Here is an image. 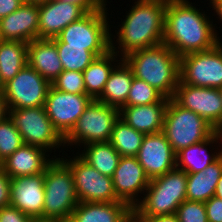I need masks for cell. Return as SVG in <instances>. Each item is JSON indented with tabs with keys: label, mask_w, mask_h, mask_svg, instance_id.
Masks as SVG:
<instances>
[{
	"label": "cell",
	"mask_w": 222,
	"mask_h": 222,
	"mask_svg": "<svg viewBox=\"0 0 222 222\" xmlns=\"http://www.w3.org/2000/svg\"><path fill=\"white\" fill-rule=\"evenodd\" d=\"M190 3L167 0L163 43L179 58L210 50L221 42L210 18Z\"/></svg>",
	"instance_id": "cell-1"
},
{
	"label": "cell",
	"mask_w": 222,
	"mask_h": 222,
	"mask_svg": "<svg viewBox=\"0 0 222 222\" xmlns=\"http://www.w3.org/2000/svg\"><path fill=\"white\" fill-rule=\"evenodd\" d=\"M134 3L117 31L121 58L163 43L167 0H137Z\"/></svg>",
	"instance_id": "cell-2"
},
{
	"label": "cell",
	"mask_w": 222,
	"mask_h": 222,
	"mask_svg": "<svg viewBox=\"0 0 222 222\" xmlns=\"http://www.w3.org/2000/svg\"><path fill=\"white\" fill-rule=\"evenodd\" d=\"M122 59L134 77L147 82L165 98L173 97L180 80V58L165 43L133 51Z\"/></svg>",
	"instance_id": "cell-3"
},
{
	"label": "cell",
	"mask_w": 222,
	"mask_h": 222,
	"mask_svg": "<svg viewBox=\"0 0 222 222\" xmlns=\"http://www.w3.org/2000/svg\"><path fill=\"white\" fill-rule=\"evenodd\" d=\"M78 203L72 171L55 156L44 172L43 220L68 222Z\"/></svg>",
	"instance_id": "cell-4"
},
{
	"label": "cell",
	"mask_w": 222,
	"mask_h": 222,
	"mask_svg": "<svg viewBox=\"0 0 222 222\" xmlns=\"http://www.w3.org/2000/svg\"><path fill=\"white\" fill-rule=\"evenodd\" d=\"M187 173L173 169L149 181L144 198L134 207L137 217L176 214L186 200Z\"/></svg>",
	"instance_id": "cell-5"
},
{
	"label": "cell",
	"mask_w": 222,
	"mask_h": 222,
	"mask_svg": "<svg viewBox=\"0 0 222 222\" xmlns=\"http://www.w3.org/2000/svg\"><path fill=\"white\" fill-rule=\"evenodd\" d=\"M172 150L177 154L190 145L200 143L217 130L197 113L179 106L172 98L169 99L162 131Z\"/></svg>",
	"instance_id": "cell-6"
},
{
	"label": "cell",
	"mask_w": 222,
	"mask_h": 222,
	"mask_svg": "<svg viewBox=\"0 0 222 222\" xmlns=\"http://www.w3.org/2000/svg\"><path fill=\"white\" fill-rule=\"evenodd\" d=\"M105 4L65 27L57 38L67 46L85 47L97 57L111 50V28Z\"/></svg>",
	"instance_id": "cell-7"
},
{
	"label": "cell",
	"mask_w": 222,
	"mask_h": 222,
	"mask_svg": "<svg viewBox=\"0 0 222 222\" xmlns=\"http://www.w3.org/2000/svg\"><path fill=\"white\" fill-rule=\"evenodd\" d=\"M119 117V109L98 100H92L72 130L64 137V145L80 146L109 142Z\"/></svg>",
	"instance_id": "cell-8"
},
{
	"label": "cell",
	"mask_w": 222,
	"mask_h": 222,
	"mask_svg": "<svg viewBox=\"0 0 222 222\" xmlns=\"http://www.w3.org/2000/svg\"><path fill=\"white\" fill-rule=\"evenodd\" d=\"M24 144L35 145L52 151L64 146V138L53 127L44 106L8 110Z\"/></svg>",
	"instance_id": "cell-9"
},
{
	"label": "cell",
	"mask_w": 222,
	"mask_h": 222,
	"mask_svg": "<svg viewBox=\"0 0 222 222\" xmlns=\"http://www.w3.org/2000/svg\"><path fill=\"white\" fill-rule=\"evenodd\" d=\"M180 81L196 87H222V42L214 48L180 57Z\"/></svg>",
	"instance_id": "cell-10"
},
{
	"label": "cell",
	"mask_w": 222,
	"mask_h": 222,
	"mask_svg": "<svg viewBox=\"0 0 222 222\" xmlns=\"http://www.w3.org/2000/svg\"><path fill=\"white\" fill-rule=\"evenodd\" d=\"M50 86L48 80L26 64L13 79L4 84L7 109L44 106Z\"/></svg>",
	"instance_id": "cell-11"
},
{
	"label": "cell",
	"mask_w": 222,
	"mask_h": 222,
	"mask_svg": "<svg viewBox=\"0 0 222 222\" xmlns=\"http://www.w3.org/2000/svg\"><path fill=\"white\" fill-rule=\"evenodd\" d=\"M71 169L79 202L110 203L120 201L114 191L112 177L102 175L80 156L61 158Z\"/></svg>",
	"instance_id": "cell-12"
},
{
	"label": "cell",
	"mask_w": 222,
	"mask_h": 222,
	"mask_svg": "<svg viewBox=\"0 0 222 222\" xmlns=\"http://www.w3.org/2000/svg\"><path fill=\"white\" fill-rule=\"evenodd\" d=\"M92 100L87 94L68 93L50 86L44 108L53 127L64 138Z\"/></svg>",
	"instance_id": "cell-13"
},
{
	"label": "cell",
	"mask_w": 222,
	"mask_h": 222,
	"mask_svg": "<svg viewBox=\"0 0 222 222\" xmlns=\"http://www.w3.org/2000/svg\"><path fill=\"white\" fill-rule=\"evenodd\" d=\"M172 99L179 106L205 118L217 131L222 130V100L219 88L196 87L179 80Z\"/></svg>",
	"instance_id": "cell-14"
},
{
	"label": "cell",
	"mask_w": 222,
	"mask_h": 222,
	"mask_svg": "<svg viewBox=\"0 0 222 222\" xmlns=\"http://www.w3.org/2000/svg\"><path fill=\"white\" fill-rule=\"evenodd\" d=\"M136 158L150 180L176 168V154L163 132L144 135Z\"/></svg>",
	"instance_id": "cell-15"
},
{
	"label": "cell",
	"mask_w": 222,
	"mask_h": 222,
	"mask_svg": "<svg viewBox=\"0 0 222 222\" xmlns=\"http://www.w3.org/2000/svg\"><path fill=\"white\" fill-rule=\"evenodd\" d=\"M112 181L117 198L134 209L140 202L138 194L145 192L150 179L136 157H120Z\"/></svg>",
	"instance_id": "cell-16"
},
{
	"label": "cell",
	"mask_w": 222,
	"mask_h": 222,
	"mask_svg": "<svg viewBox=\"0 0 222 222\" xmlns=\"http://www.w3.org/2000/svg\"><path fill=\"white\" fill-rule=\"evenodd\" d=\"M10 205L18 208L31 219L43 220L44 172L11 179Z\"/></svg>",
	"instance_id": "cell-17"
},
{
	"label": "cell",
	"mask_w": 222,
	"mask_h": 222,
	"mask_svg": "<svg viewBox=\"0 0 222 222\" xmlns=\"http://www.w3.org/2000/svg\"><path fill=\"white\" fill-rule=\"evenodd\" d=\"M39 39H53L69 24L80 20L87 12L79 5L50 0L38 5Z\"/></svg>",
	"instance_id": "cell-18"
},
{
	"label": "cell",
	"mask_w": 222,
	"mask_h": 222,
	"mask_svg": "<svg viewBox=\"0 0 222 222\" xmlns=\"http://www.w3.org/2000/svg\"><path fill=\"white\" fill-rule=\"evenodd\" d=\"M38 5L24 3L13 13L0 19V40L29 43L38 38Z\"/></svg>",
	"instance_id": "cell-19"
},
{
	"label": "cell",
	"mask_w": 222,
	"mask_h": 222,
	"mask_svg": "<svg viewBox=\"0 0 222 222\" xmlns=\"http://www.w3.org/2000/svg\"><path fill=\"white\" fill-rule=\"evenodd\" d=\"M44 148L23 144L10 155L0 166L12 179L21 176H32L45 172L47 166L54 160L49 159ZM48 156V157H47Z\"/></svg>",
	"instance_id": "cell-20"
},
{
	"label": "cell",
	"mask_w": 222,
	"mask_h": 222,
	"mask_svg": "<svg viewBox=\"0 0 222 222\" xmlns=\"http://www.w3.org/2000/svg\"><path fill=\"white\" fill-rule=\"evenodd\" d=\"M133 209L123 201L79 202L68 222H130Z\"/></svg>",
	"instance_id": "cell-21"
},
{
	"label": "cell",
	"mask_w": 222,
	"mask_h": 222,
	"mask_svg": "<svg viewBox=\"0 0 222 222\" xmlns=\"http://www.w3.org/2000/svg\"><path fill=\"white\" fill-rule=\"evenodd\" d=\"M168 102H157L140 106H123L120 118L138 132L156 134L163 131Z\"/></svg>",
	"instance_id": "cell-22"
},
{
	"label": "cell",
	"mask_w": 222,
	"mask_h": 222,
	"mask_svg": "<svg viewBox=\"0 0 222 222\" xmlns=\"http://www.w3.org/2000/svg\"><path fill=\"white\" fill-rule=\"evenodd\" d=\"M27 64L50 83L63 71L56 44L52 39H35L27 46Z\"/></svg>",
	"instance_id": "cell-23"
},
{
	"label": "cell",
	"mask_w": 222,
	"mask_h": 222,
	"mask_svg": "<svg viewBox=\"0 0 222 222\" xmlns=\"http://www.w3.org/2000/svg\"><path fill=\"white\" fill-rule=\"evenodd\" d=\"M219 140L222 141V131H217L208 139L180 150L176 154V168L187 174L204 171L222 155V149L216 154L215 152L211 154L206 147L213 146L211 144H217Z\"/></svg>",
	"instance_id": "cell-24"
},
{
	"label": "cell",
	"mask_w": 222,
	"mask_h": 222,
	"mask_svg": "<svg viewBox=\"0 0 222 222\" xmlns=\"http://www.w3.org/2000/svg\"><path fill=\"white\" fill-rule=\"evenodd\" d=\"M133 77L131 68L122 59L111 71L101 95L96 100L120 110L126 104Z\"/></svg>",
	"instance_id": "cell-25"
},
{
	"label": "cell",
	"mask_w": 222,
	"mask_h": 222,
	"mask_svg": "<svg viewBox=\"0 0 222 222\" xmlns=\"http://www.w3.org/2000/svg\"><path fill=\"white\" fill-rule=\"evenodd\" d=\"M111 36V50L106 54L98 56L84 71V84L86 94L93 100H96L102 93L105 83L108 81L111 71L120 60H116L119 56L116 45H114ZM114 61V62H113ZM113 63V65H112Z\"/></svg>",
	"instance_id": "cell-26"
},
{
	"label": "cell",
	"mask_w": 222,
	"mask_h": 222,
	"mask_svg": "<svg viewBox=\"0 0 222 222\" xmlns=\"http://www.w3.org/2000/svg\"><path fill=\"white\" fill-rule=\"evenodd\" d=\"M222 175V155L204 171L187 174L186 200L206 202L214 196Z\"/></svg>",
	"instance_id": "cell-27"
},
{
	"label": "cell",
	"mask_w": 222,
	"mask_h": 222,
	"mask_svg": "<svg viewBox=\"0 0 222 222\" xmlns=\"http://www.w3.org/2000/svg\"><path fill=\"white\" fill-rule=\"evenodd\" d=\"M28 43L0 40V78L5 84L27 64Z\"/></svg>",
	"instance_id": "cell-28"
},
{
	"label": "cell",
	"mask_w": 222,
	"mask_h": 222,
	"mask_svg": "<svg viewBox=\"0 0 222 222\" xmlns=\"http://www.w3.org/2000/svg\"><path fill=\"white\" fill-rule=\"evenodd\" d=\"M84 146V152L82 151L79 156L102 175L112 177L121 157L112 144L100 142Z\"/></svg>",
	"instance_id": "cell-29"
},
{
	"label": "cell",
	"mask_w": 222,
	"mask_h": 222,
	"mask_svg": "<svg viewBox=\"0 0 222 222\" xmlns=\"http://www.w3.org/2000/svg\"><path fill=\"white\" fill-rule=\"evenodd\" d=\"M144 134L129 126L120 117L116 121L109 142L121 157H136Z\"/></svg>",
	"instance_id": "cell-30"
},
{
	"label": "cell",
	"mask_w": 222,
	"mask_h": 222,
	"mask_svg": "<svg viewBox=\"0 0 222 222\" xmlns=\"http://www.w3.org/2000/svg\"><path fill=\"white\" fill-rule=\"evenodd\" d=\"M52 40L56 44L63 70L83 72L97 58L85 47L67 46L57 37Z\"/></svg>",
	"instance_id": "cell-31"
},
{
	"label": "cell",
	"mask_w": 222,
	"mask_h": 222,
	"mask_svg": "<svg viewBox=\"0 0 222 222\" xmlns=\"http://www.w3.org/2000/svg\"><path fill=\"white\" fill-rule=\"evenodd\" d=\"M157 102H169L159 91L144 80L133 77L130 92L124 106H140Z\"/></svg>",
	"instance_id": "cell-32"
},
{
	"label": "cell",
	"mask_w": 222,
	"mask_h": 222,
	"mask_svg": "<svg viewBox=\"0 0 222 222\" xmlns=\"http://www.w3.org/2000/svg\"><path fill=\"white\" fill-rule=\"evenodd\" d=\"M24 144L13 120L8 115L0 121V164Z\"/></svg>",
	"instance_id": "cell-33"
},
{
	"label": "cell",
	"mask_w": 222,
	"mask_h": 222,
	"mask_svg": "<svg viewBox=\"0 0 222 222\" xmlns=\"http://www.w3.org/2000/svg\"><path fill=\"white\" fill-rule=\"evenodd\" d=\"M51 86L59 91L73 94H86L83 72L63 70L51 82Z\"/></svg>",
	"instance_id": "cell-34"
},
{
	"label": "cell",
	"mask_w": 222,
	"mask_h": 222,
	"mask_svg": "<svg viewBox=\"0 0 222 222\" xmlns=\"http://www.w3.org/2000/svg\"><path fill=\"white\" fill-rule=\"evenodd\" d=\"M179 222H208L204 202L185 200L177 208Z\"/></svg>",
	"instance_id": "cell-35"
},
{
	"label": "cell",
	"mask_w": 222,
	"mask_h": 222,
	"mask_svg": "<svg viewBox=\"0 0 222 222\" xmlns=\"http://www.w3.org/2000/svg\"><path fill=\"white\" fill-rule=\"evenodd\" d=\"M31 220L28 215L11 205L0 209V222H30Z\"/></svg>",
	"instance_id": "cell-36"
},
{
	"label": "cell",
	"mask_w": 222,
	"mask_h": 222,
	"mask_svg": "<svg viewBox=\"0 0 222 222\" xmlns=\"http://www.w3.org/2000/svg\"><path fill=\"white\" fill-rule=\"evenodd\" d=\"M204 204L208 222H222V199L213 196Z\"/></svg>",
	"instance_id": "cell-37"
},
{
	"label": "cell",
	"mask_w": 222,
	"mask_h": 222,
	"mask_svg": "<svg viewBox=\"0 0 222 222\" xmlns=\"http://www.w3.org/2000/svg\"><path fill=\"white\" fill-rule=\"evenodd\" d=\"M10 183L11 178L0 166V209L10 205Z\"/></svg>",
	"instance_id": "cell-38"
},
{
	"label": "cell",
	"mask_w": 222,
	"mask_h": 222,
	"mask_svg": "<svg viewBox=\"0 0 222 222\" xmlns=\"http://www.w3.org/2000/svg\"><path fill=\"white\" fill-rule=\"evenodd\" d=\"M81 6L87 13L101 9L107 2L106 0H56Z\"/></svg>",
	"instance_id": "cell-39"
},
{
	"label": "cell",
	"mask_w": 222,
	"mask_h": 222,
	"mask_svg": "<svg viewBox=\"0 0 222 222\" xmlns=\"http://www.w3.org/2000/svg\"><path fill=\"white\" fill-rule=\"evenodd\" d=\"M24 3V0H0V19L13 13Z\"/></svg>",
	"instance_id": "cell-40"
},
{
	"label": "cell",
	"mask_w": 222,
	"mask_h": 222,
	"mask_svg": "<svg viewBox=\"0 0 222 222\" xmlns=\"http://www.w3.org/2000/svg\"><path fill=\"white\" fill-rule=\"evenodd\" d=\"M146 222H179L176 214L159 215L155 217H140Z\"/></svg>",
	"instance_id": "cell-41"
},
{
	"label": "cell",
	"mask_w": 222,
	"mask_h": 222,
	"mask_svg": "<svg viewBox=\"0 0 222 222\" xmlns=\"http://www.w3.org/2000/svg\"><path fill=\"white\" fill-rule=\"evenodd\" d=\"M8 116V109L3 94H0V121Z\"/></svg>",
	"instance_id": "cell-42"
},
{
	"label": "cell",
	"mask_w": 222,
	"mask_h": 222,
	"mask_svg": "<svg viewBox=\"0 0 222 222\" xmlns=\"http://www.w3.org/2000/svg\"><path fill=\"white\" fill-rule=\"evenodd\" d=\"M210 4L212 5V8L215 10V13H217L218 17L222 21V0H209Z\"/></svg>",
	"instance_id": "cell-43"
},
{
	"label": "cell",
	"mask_w": 222,
	"mask_h": 222,
	"mask_svg": "<svg viewBox=\"0 0 222 222\" xmlns=\"http://www.w3.org/2000/svg\"><path fill=\"white\" fill-rule=\"evenodd\" d=\"M214 196L222 199V175L218 180Z\"/></svg>",
	"instance_id": "cell-44"
},
{
	"label": "cell",
	"mask_w": 222,
	"mask_h": 222,
	"mask_svg": "<svg viewBox=\"0 0 222 222\" xmlns=\"http://www.w3.org/2000/svg\"><path fill=\"white\" fill-rule=\"evenodd\" d=\"M25 3L34 4V5H41L46 2H49L50 0H24Z\"/></svg>",
	"instance_id": "cell-45"
},
{
	"label": "cell",
	"mask_w": 222,
	"mask_h": 222,
	"mask_svg": "<svg viewBox=\"0 0 222 222\" xmlns=\"http://www.w3.org/2000/svg\"><path fill=\"white\" fill-rule=\"evenodd\" d=\"M130 222H146V221L140 217H137L134 213H132Z\"/></svg>",
	"instance_id": "cell-46"
},
{
	"label": "cell",
	"mask_w": 222,
	"mask_h": 222,
	"mask_svg": "<svg viewBox=\"0 0 222 222\" xmlns=\"http://www.w3.org/2000/svg\"><path fill=\"white\" fill-rule=\"evenodd\" d=\"M3 91H4V84L0 78V94H3Z\"/></svg>",
	"instance_id": "cell-47"
},
{
	"label": "cell",
	"mask_w": 222,
	"mask_h": 222,
	"mask_svg": "<svg viewBox=\"0 0 222 222\" xmlns=\"http://www.w3.org/2000/svg\"><path fill=\"white\" fill-rule=\"evenodd\" d=\"M30 222H52V221L41 220V219H32Z\"/></svg>",
	"instance_id": "cell-48"
},
{
	"label": "cell",
	"mask_w": 222,
	"mask_h": 222,
	"mask_svg": "<svg viewBox=\"0 0 222 222\" xmlns=\"http://www.w3.org/2000/svg\"><path fill=\"white\" fill-rule=\"evenodd\" d=\"M219 93H220L221 100H222V87L219 88Z\"/></svg>",
	"instance_id": "cell-49"
}]
</instances>
